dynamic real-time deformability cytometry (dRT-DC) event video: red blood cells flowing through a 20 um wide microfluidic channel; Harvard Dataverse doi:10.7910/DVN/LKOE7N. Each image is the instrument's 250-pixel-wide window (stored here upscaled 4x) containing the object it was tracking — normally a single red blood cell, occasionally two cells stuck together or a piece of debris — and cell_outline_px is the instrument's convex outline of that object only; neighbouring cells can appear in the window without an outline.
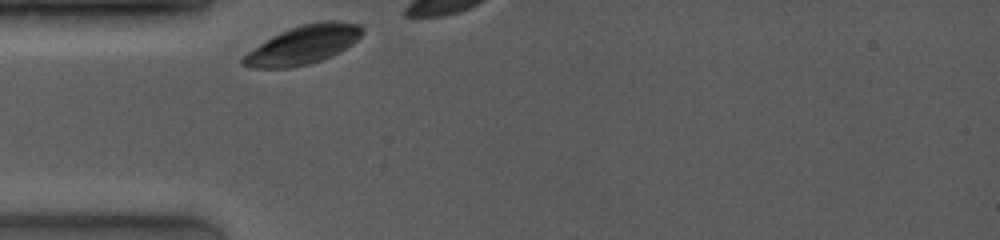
{"species": "common noctule bat (a hibernating species)", "species_latin": "Nyctalus noctula", "temperature_condition": "room temperature", "stored_images_in_passage": 5, "camera_frame_rate_fps": 4000, "um_per_image_px": 0.085, "animal": {"sex": "female", "body_mass_g": 19.0, "forearm_length_mm": 53.3}, "frame": {"image": 1, "passage_image": 1, "time_ms": 0.0, "image_size_px": [1000, 240], "cell_outline_px": [[364, 32], [352, 44], [340, 52], [320, 60], [308, 64], [288, 68], [252, 68], [240, 64], [240, 60], [248, 52], [272, 36], [288, 28], [300, 24], [320, 20], [336, 20], [360, 24], [364, 28]], "centroid_in_image_um": [25.79, 3.79], "position_along_channel_um": 59.2, "area_um2": 26.99}}